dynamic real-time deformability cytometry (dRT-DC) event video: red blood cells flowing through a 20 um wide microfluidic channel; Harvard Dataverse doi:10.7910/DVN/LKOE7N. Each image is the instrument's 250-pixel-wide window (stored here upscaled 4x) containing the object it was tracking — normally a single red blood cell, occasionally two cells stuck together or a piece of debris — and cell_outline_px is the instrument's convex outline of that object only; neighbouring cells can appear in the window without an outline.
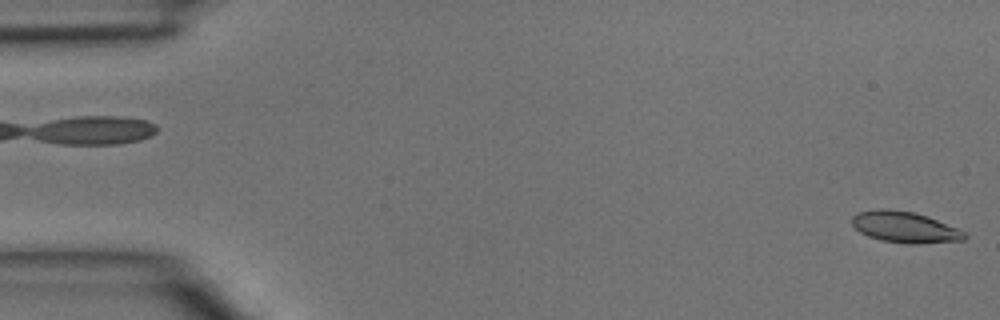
{"species": "common noctule bat (a hibernating species)", "species_latin": "Nyctalus noctula", "temperature_condition": "room temperature", "stored_images_in_passage": 3, "camera_frame_rate_fps": 3000, "um_per_image_px": 0.085, "animal": {"sex": "male", "body_mass_g": 15.6}, "frame": {"image": 1, "passage_image": 3, "time_ms": 0.667, "image_size_px": [1000, 320], "cell_outline_px": [[968, 236], [964, 240], [920, 244], [908, 244], [880, 240], [868, 236], [860, 232], [852, 224], [852, 216], [860, 212], [880, 208], [884, 208], [912, 212], [928, 216], [968, 232]], "centroid_in_image_um": [76.96, 19.32], "position_along_channel_um": 8.0, "area_um2": 20.58}}